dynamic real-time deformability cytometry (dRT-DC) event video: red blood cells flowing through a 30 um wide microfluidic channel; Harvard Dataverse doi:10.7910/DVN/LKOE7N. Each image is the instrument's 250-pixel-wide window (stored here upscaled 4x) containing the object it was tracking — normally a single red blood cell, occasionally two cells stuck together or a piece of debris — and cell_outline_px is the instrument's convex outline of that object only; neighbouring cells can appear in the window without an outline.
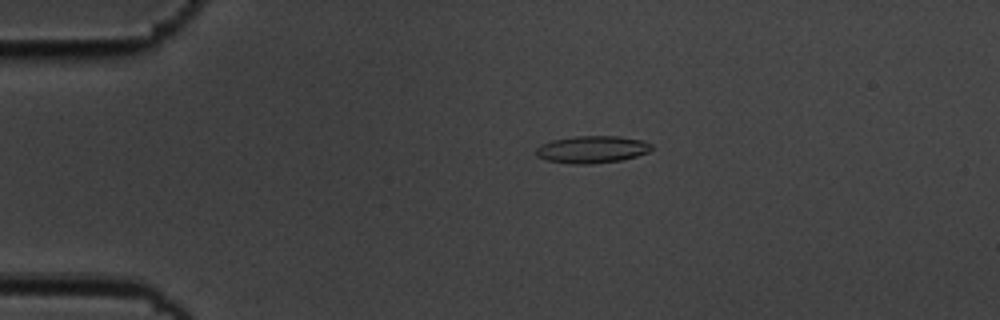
{"species": "common noctule bat (a hibernating species)", "species_latin": "Nyctalus noctula", "temperature_condition": "cold", "stored_images_in_passage": 6, "camera_frame_rate_fps": 3000, "um_per_image_px": 0.085, "animal": {"sex": "male", "body_mass_g": 19.5, "forearm_length_mm": 54.6}, "frame": {"image": 1, "passage_image": 3, "time_ms": 0.667, "image_size_px": [1000, 320], "cell_outline_px": [[652, 148], [648, 152], [636, 156], [620, 160], [592, 164], [572, 164], [548, 160], [536, 156], [536, 148], [540, 144], [552, 140], [576, 136], [620, 136], [644, 140], [652, 144]], "centroid_in_image_um": [50.33, 12.69], "position_along_channel_um": 34.7, "area_um2": 18.38}}
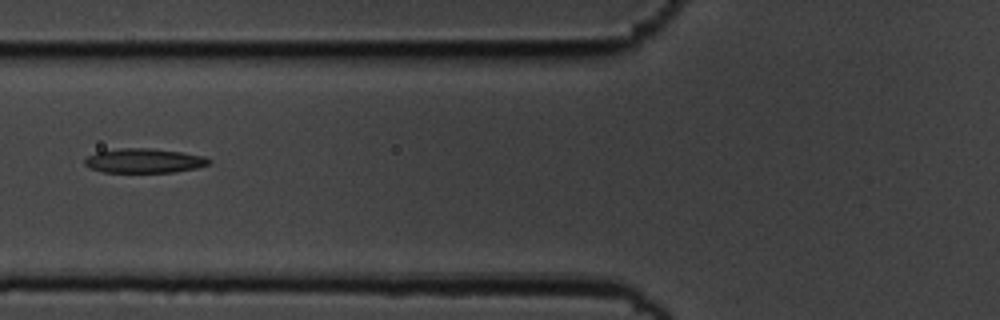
{"frame": {"image": 2, "passage_image": 6, "time_ms": 1.667, "image_size_px": [1000, 320], "cell_outline_px": [[212, 160], [208, 164], [196, 168], [172, 172], [104, 172], [88, 168], [84, 164], [84, 160], [88, 156], [96, 152], [120, 148], [152, 148], [180, 152], [204, 156]], "centroid_in_image_um": [12.22, 13.66], "position_along_channel_um": 113.6, "area_um2": 17.63}}